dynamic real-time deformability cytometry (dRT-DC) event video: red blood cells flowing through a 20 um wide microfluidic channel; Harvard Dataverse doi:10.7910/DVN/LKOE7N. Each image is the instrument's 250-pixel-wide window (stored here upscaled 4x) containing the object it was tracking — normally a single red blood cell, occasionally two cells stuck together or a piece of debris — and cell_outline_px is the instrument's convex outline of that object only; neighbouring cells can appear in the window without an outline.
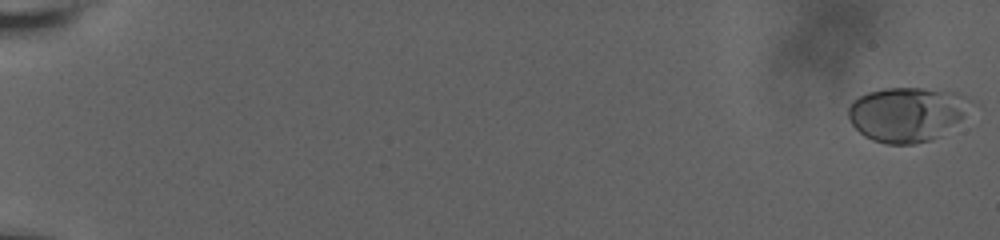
{"species": "human", "species_latin": "Homo sapiens", "temperature_condition": "room temperature", "stored_images_in_passage": 32, "camera_frame_rate_fps": 3000, "um_per_image_px": 0.085, "donor": {"sex": "male"}, "frame": {"image": 1, "passage_image": 1, "time_ms": 0.0, "image_size_px": [1000, 240], "cell_outline_px": [[972, 104], [964, 116], [936, 136], [928, 140], [912, 144], [884, 144], [872, 140], [864, 136], [852, 124], [848, 116], [848, 108], [852, 100], [868, 92], [884, 88], [924, 88], [956, 92], [972, 100]], "centroid_in_image_um": [77.05, 9.68], "position_along_channel_um": 8.0, "area_um2": 38.55}}
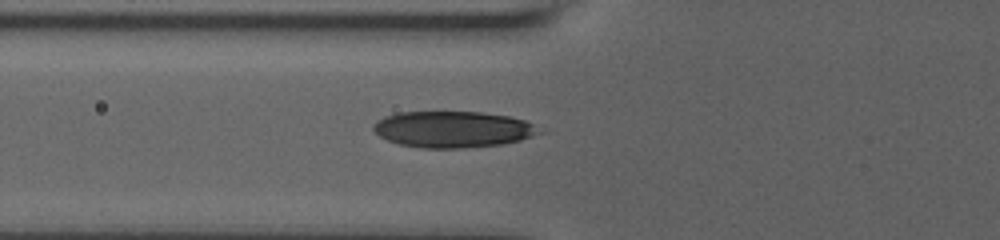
{"frame": {"image": 2, "passage_image": 27, "time_ms": 8.333, "image_size_px": [1000, 240], "cell_outline_px": [[544, 132], [520, 140], [500, 144], [460, 148], [420, 148], [400, 144], [388, 140], [380, 136], [372, 128], [376, 120], [384, 116], [400, 112], [480, 112], [508, 116], [524, 120], [532, 124]], "centroid_in_image_um": [38.47, 10.99], "position_along_channel_um": 87.3, "area_um2": 34.91}}
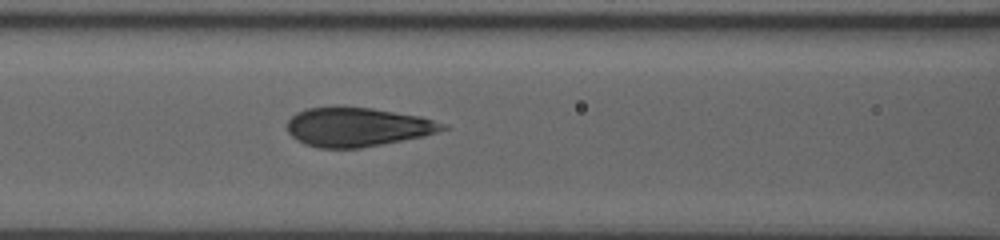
{"frame": {"image": 3, "passage_image": 32, "time_ms": 9.667, "image_size_px": [1000, 240], "cell_outline_px": [[452, 128], [424, 136], [360, 148], [320, 148], [304, 144], [296, 140], [288, 132], [288, 120], [296, 112], [308, 108], [372, 108], [420, 116], [448, 124]], "centroid_in_image_um": [30.43, 10.81], "position_along_channel_um": 136.2, "area_um2": 35.14}}